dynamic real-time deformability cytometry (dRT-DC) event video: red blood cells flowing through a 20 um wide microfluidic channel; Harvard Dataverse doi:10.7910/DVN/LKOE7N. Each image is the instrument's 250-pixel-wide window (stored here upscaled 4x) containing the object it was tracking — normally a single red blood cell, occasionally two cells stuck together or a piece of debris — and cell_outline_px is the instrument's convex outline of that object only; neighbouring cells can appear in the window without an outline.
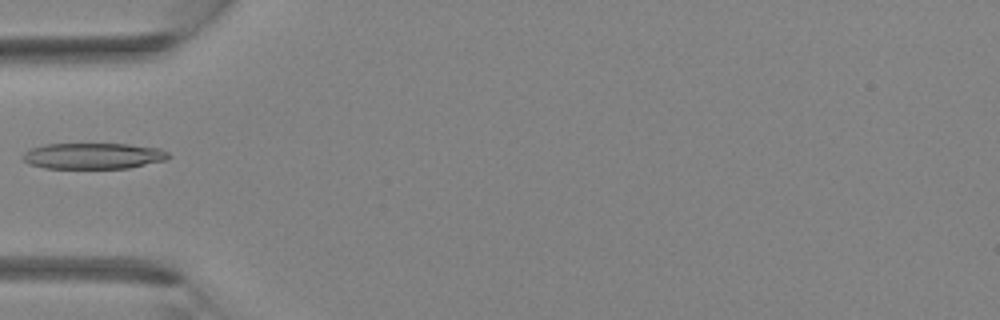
{"species": "Egyptian fruit bat (a non-hibernating species)", "species_latin": "Rousettus aegyptiacus", "temperature_condition": "room temperature", "stored_images_in_passage": 2, "camera_frame_rate_fps": 3000, "um_per_image_px": 0.085, "animal": {"sex": "female"}, "frame": {"image": 1, "passage_image": 2, "time_ms": 1.0, "image_size_px": [1000, 320], "cell_outline_px": [[172, 156], [168, 160], [128, 168], [44, 168], [28, 164], [20, 156], [24, 152], [32, 148], [44, 144], [128, 144], [160, 148], [168, 152]], "centroid_in_image_um": [7.95, 13.25], "position_along_channel_um": 77.1, "area_um2": 22.31}}